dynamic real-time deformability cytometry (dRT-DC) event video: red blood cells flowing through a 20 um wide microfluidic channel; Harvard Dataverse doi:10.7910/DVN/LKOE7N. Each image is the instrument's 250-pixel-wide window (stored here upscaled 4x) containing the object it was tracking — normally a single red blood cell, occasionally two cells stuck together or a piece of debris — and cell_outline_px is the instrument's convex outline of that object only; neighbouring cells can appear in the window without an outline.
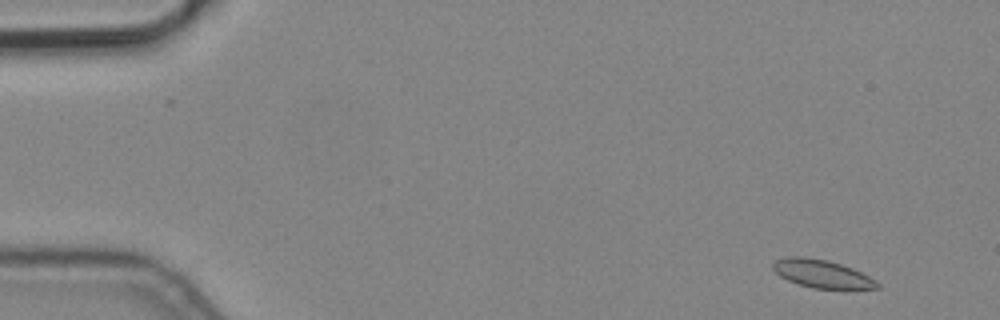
{"species": "common noctule bat (a hibernating species)", "species_latin": "Nyctalus noctula", "temperature_condition": "cold", "stored_images_in_passage": 10, "camera_frame_rate_fps": 3000, "um_per_image_px": 0.085, "animal": {"sex": "male", "body_mass_g": 19.2, "forearm_length_mm": 51.8}, "frame": {"image": 1, "passage_image": 1, "time_ms": 0.0, "image_size_px": [1000, 320], "cell_outline_px": [[880, 288], [812, 288], [788, 280], [780, 276], [772, 268], [772, 264], [776, 260], [788, 256], [804, 256], [828, 260], [852, 268], [876, 280], [880, 284]], "centroid_in_image_um": [69.84, 23.25], "position_along_channel_um": 15.2, "area_um2": 16.82}}
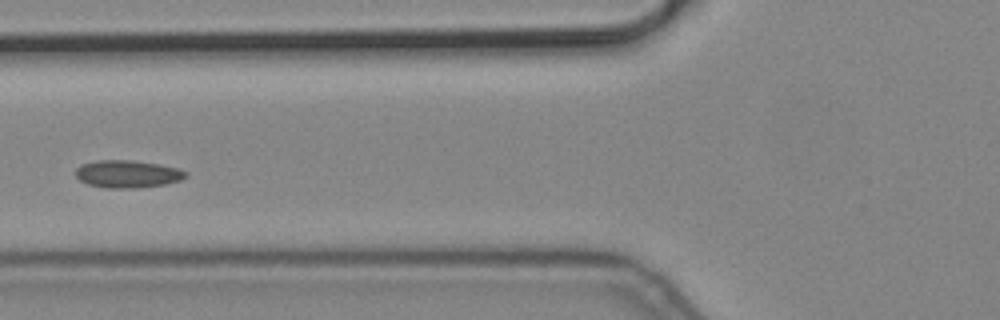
{"frame": {"image": 2, "passage_image": 6, "time_ms": 1.667, "image_size_px": [1000, 320], "cell_outline_px": [[188, 176], [180, 180], [164, 184], [136, 188], [108, 188], [88, 184], [80, 180], [76, 176], [76, 168], [80, 164], [96, 160], [132, 160], [160, 164], [176, 168], [188, 172]], "centroid_in_image_um": [10.83, 14.78], "position_along_channel_um": 115.0, "area_um2": 17.69}}
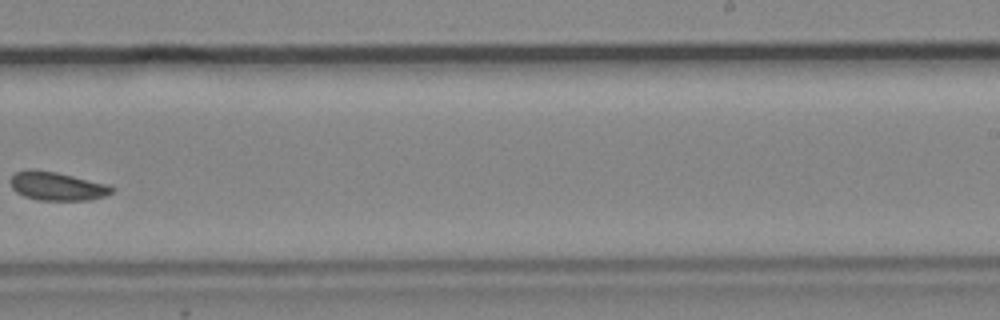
{"frame": {"image": 3, "passage_image": 10, "time_ms": 3.0, "image_size_px": [1000, 320], "cell_outline_px": [[116, 188], [112, 192], [104, 196], [92, 200], [36, 200], [24, 196], [16, 192], [12, 188], [12, 176], [16, 172], [28, 168], [56, 172], [108, 184]], "centroid_in_image_um": [4.87, 15.82], "position_along_channel_um": 284.1, "area_um2": 16.88}}